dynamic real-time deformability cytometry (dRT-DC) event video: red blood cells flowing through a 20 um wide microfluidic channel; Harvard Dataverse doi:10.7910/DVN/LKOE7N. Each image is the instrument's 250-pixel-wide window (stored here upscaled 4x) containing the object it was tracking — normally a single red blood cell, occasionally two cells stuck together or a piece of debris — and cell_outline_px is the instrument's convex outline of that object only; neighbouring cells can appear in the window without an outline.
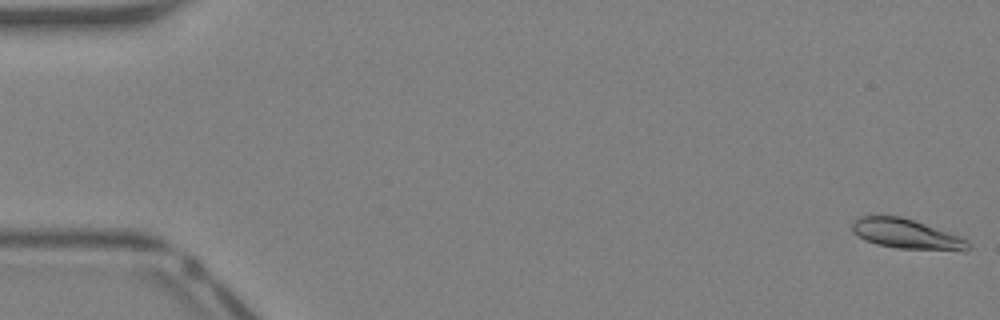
{"species": "Egyptian fruit bat (a non-hibernating species)", "species_latin": "Rousettus aegyptiacus", "temperature_condition": "warm", "stored_images_in_passage": 13, "camera_frame_rate_fps": 3000, "um_per_image_px": 0.085, "animal": {"sex": "female"}, "frame": {"image": 1, "passage_image": 1, "time_ms": 0.0, "image_size_px": [1000, 320], "cell_outline_px": [[972, 248], [964, 252], [896, 248], [876, 244], [864, 240], [852, 232], [852, 224], [860, 216], [900, 216], [924, 224], [968, 240]], "centroid_in_image_um": [77.08, 19.93], "position_along_channel_um": 7.9, "area_um2": 20.17}}
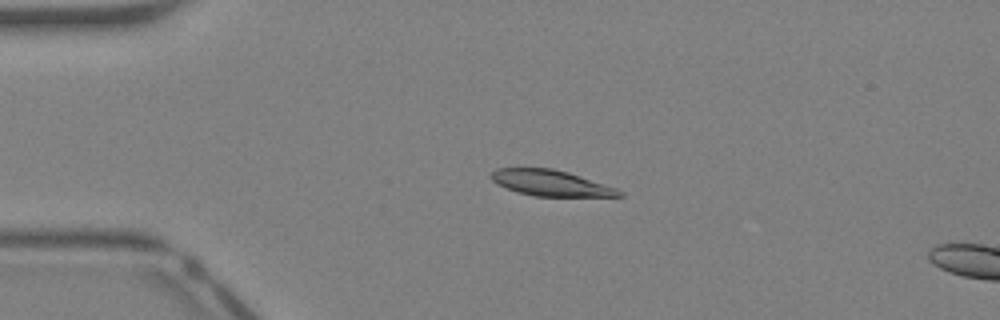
{"frame": {"image": 2, "passage_image": 10, "time_ms": 3.0, "image_size_px": [1000, 320], "cell_outline_px": [[624, 196], [536, 196], [516, 192], [496, 184], [488, 176], [496, 168], [552, 168], [568, 172], [616, 188], [624, 192]], "centroid_in_image_um": [46.77, 15.55], "position_along_channel_um": 38.2, "area_um2": 19.25}}